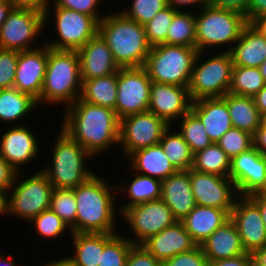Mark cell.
Returning <instances> with one entry per match:
<instances>
[{
    "label": "cell",
    "instance_id": "a7ac6f4b",
    "mask_svg": "<svg viewBox=\"0 0 266 266\" xmlns=\"http://www.w3.org/2000/svg\"><path fill=\"white\" fill-rule=\"evenodd\" d=\"M257 193L266 196V182Z\"/></svg>",
    "mask_w": 266,
    "mask_h": 266
},
{
    "label": "cell",
    "instance_id": "ac0fdd59",
    "mask_svg": "<svg viewBox=\"0 0 266 266\" xmlns=\"http://www.w3.org/2000/svg\"><path fill=\"white\" fill-rule=\"evenodd\" d=\"M38 48L18 51V62L14 88L38 100L43 87L47 62L48 46L43 42Z\"/></svg>",
    "mask_w": 266,
    "mask_h": 266
},
{
    "label": "cell",
    "instance_id": "6125c7cd",
    "mask_svg": "<svg viewBox=\"0 0 266 266\" xmlns=\"http://www.w3.org/2000/svg\"><path fill=\"white\" fill-rule=\"evenodd\" d=\"M261 34L266 36V14L258 16L251 23Z\"/></svg>",
    "mask_w": 266,
    "mask_h": 266
},
{
    "label": "cell",
    "instance_id": "6da1fadb",
    "mask_svg": "<svg viewBox=\"0 0 266 266\" xmlns=\"http://www.w3.org/2000/svg\"><path fill=\"white\" fill-rule=\"evenodd\" d=\"M63 111L61 129L83 146L94 159L113 146H119L120 120L115 110L78 98Z\"/></svg>",
    "mask_w": 266,
    "mask_h": 266
},
{
    "label": "cell",
    "instance_id": "f1b7e54d",
    "mask_svg": "<svg viewBox=\"0 0 266 266\" xmlns=\"http://www.w3.org/2000/svg\"><path fill=\"white\" fill-rule=\"evenodd\" d=\"M221 98L227 103L232 126L254 135L262 123V115L253 97L228 92Z\"/></svg>",
    "mask_w": 266,
    "mask_h": 266
},
{
    "label": "cell",
    "instance_id": "5b68a950",
    "mask_svg": "<svg viewBox=\"0 0 266 266\" xmlns=\"http://www.w3.org/2000/svg\"><path fill=\"white\" fill-rule=\"evenodd\" d=\"M59 132L50 153L52 163L41 170L47 175L54 189H73L95 174L86 164L94 157L65 131L60 129Z\"/></svg>",
    "mask_w": 266,
    "mask_h": 266
},
{
    "label": "cell",
    "instance_id": "f907efd6",
    "mask_svg": "<svg viewBox=\"0 0 266 266\" xmlns=\"http://www.w3.org/2000/svg\"><path fill=\"white\" fill-rule=\"evenodd\" d=\"M249 0H210L209 5L246 14Z\"/></svg>",
    "mask_w": 266,
    "mask_h": 266
},
{
    "label": "cell",
    "instance_id": "4fadbf2b",
    "mask_svg": "<svg viewBox=\"0 0 266 266\" xmlns=\"http://www.w3.org/2000/svg\"><path fill=\"white\" fill-rule=\"evenodd\" d=\"M164 120L150 111L129 115L120 120L119 148L128 158L137 150L158 144L169 127Z\"/></svg>",
    "mask_w": 266,
    "mask_h": 266
},
{
    "label": "cell",
    "instance_id": "7a4b0ae2",
    "mask_svg": "<svg viewBox=\"0 0 266 266\" xmlns=\"http://www.w3.org/2000/svg\"><path fill=\"white\" fill-rule=\"evenodd\" d=\"M109 184L105 177L95 173L74 188L77 203L76 233H119L116 231V219L119 218L117 213L120 215L115 200L117 186L111 187Z\"/></svg>",
    "mask_w": 266,
    "mask_h": 266
},
{
    "label": "cell",
    "instance_id": "94428289",
    "mask_svg": "<svg viewBox=\"0 0 266 266\" xmlns=\"http://www.w3.org/2000/svg\"><path fill=\"white\" fill-rule=\"evenodd\" d=\"M13 7L14 4L11 0H0V27Z\"/></svg>",
    "mask_w": 266,
    "mask_h": 266
},
{
    "label": "cell",
    "instance_id": "9a60e30c",
    "mask_svg": "<svg viewBox=\"0 0 266 266\" xmlns=\"http://www.w3.org/2000/svg\"><path fill=\"white\" fill-rule=\"evenodd\" d=\"M193 196L197 205L215 207L230 213L239 197L229 177L189 169Z\"/></svg>",
    "mask_w": 266,
    "mask_h": 266
},
{
    "label": "cell",
    "instance_id": "52a82bcc",
    "mask_svg": "<svg viewBox=\"0 0 266 266\" xmlns=\"http://www.w3.org/2000/svg\"><path fill=\"white\" fill-rule=\"evenodd\" d=\"M196 47L160 44L151 47L144 68L152 82L188 87Z\"/></svg>",
    "mask_w": 266,
    "mask_h": 266
},
{
    "label": "cell",
    "instance_id": "11a10c76",
    "mask_svg": "<svg viewBox=\"0 0 266 266\" xmlns=\"http://www.w3.org/2000/svg\"><path fill=\"white\" fill-rule=\"evenodd\" d=\"M168 6L172 7L176 11H184L185 12V6L187 7H197L200 9L203 6L209 5L210 0H167ZM183 6V7H182ZM184 8V10H183ZM182 9V10H181Z\"/></svg>",
    "mask_w": 266,
    "mask_h": 266
},
{
    "label": "cell",
    "instance_id": "74e56055",
    "mask_svg": "<svg viewBox=\"0 0 266 266\" xmlns=\"http://www.w3.org/2000/svg\"><path fill=\"white\" fill-rule=\"evenodd\" d=\"M179 120L174 126L178 124L177 130L188 143L193 154L212 143L201 120L191 110Z\"/></svg>",
    "mask_w": 266,
    "mask_h": 266
},
{
    "label": "cell",
    "instance_id": "681fc988",
    "mask_svg": "<svg viewBox=\"0 0 266 266\" xmlns=\"http://www.w3.org/2000/svg\"><path fill=\"white\" fill-rule=\"evenodd\" d=\"M17 171L0 155V192L8 194Z\"/></svg>",
    "mask_w": 266,
    "mask_h": 266
},
{
    "label": "cell",
    "instance_id": "003e7915",
    "mask_svg": "<svg viewBox=\"0 0 266 266\" xmlns=\"http://www.w3.org/2000/svg\"><path fill=\"white\" fill-rule=\"evenodd\" d=\"M260 72L266 82V59L264 60V62L261 64V66L259 67Z\"/></svg>",
    "mask_w": 266,
    "mask_h": 266
},
{
    "label": "cell",
    "instance_id": "9f6ffc18",
    "mask_svg": "<svg viewBox=\"0 0 266 266\" xmlns=\"http://www.w3.org/2000/svg\"><path fill=\"white\" fill-rule=\"evenodd\" d=\"M253 141L254 147L263 156H266V125L263 122L253 135Z\"/></svg>",
    "mask_w": 266,
    "mask_h": 266
},
{
    "label": "cell",
    "instance_id": "1f68e13d",
    "mask_svg": "<svg viewBox=\"0 0 266 266\" xmlns=\"http://www.w3.org/2000/svg\"><path fill=\"white\" fill-rule=\"evenodd\" d=\"M73 251L66 259L73 266H98L104 248V233H71Z\"/></svg>",
    "mask_w": 266,
    "mask_h": 266
},
{
    "label": "cell",
    "instance_id": "7c38bea8",
    "mask_svg": "<svg viewBox=\"0 0 266 266\" xmlns=\"http://www.w3.org/2000/svg\"><path fill=\"white\" fill-rule=\"evenodd\" d=\"M151 85L152 81L144 67L118 70L115 113L119 120L148 111Z\"/></svg>",
    "mask_w": 266,
    "mask_h": 266
},
{
    "label": "cell",
    "instance_id": "b9f144b4",
    "mask_svg": "<svg viewBox=\"0 0 266 266\" xmlns=\"http://www.w3.org/2000/svg\"><path fill=\"white\" fill-rule=\"evenodd\" d=\"M216 143L230 159L254 147L253 135L234 127L229 129Z\"/></svg>",
    "mask_w": 266,
    "mask_h": 266
},
{
    "label": "cell",
    "instance_id": "91938a15",
    "mask_svg": "<svg viewBox=\"0 0 266 266\" xmlns=\"http://www.w3.org/2000/svg\"><path fill=\"white\" fill-rule=\"evenodd\" d=\"M254 266H266V245L252 253Z\"/></svg>",
    "mask_w": 266,
    "mask_h": 266
},
{
    "label": "cell",
    "instance_id": "277c9868",
    "mask_svg": "<svg viewBox=\"0 0 266 266\" xmlns=\"http://www.w3.org/2000/svg\"><path fill=\"white\" fill-rule=\"evenodd\" d=\"M82 80L77 51L48 47V62L40 98L37 103L72 105L81 93Z\"/></svg>",
    "mask_w": 266,
    "mask_h": 266
},
{
    "label": "cell",
    "instance_id": "89a4df30",
    "mask_svg": "<svg viewBox=\"0 0 266 266\" xmlns=\"http://www.w3.org/2000/svg\"><path fill=\"white\" fill-rule=\"evenodd\" d=\"M262 122L266 125V113L262 116Z\"/></svg>",
    "mask_w": 266,
    "mask_h": 266
},
{
    "label": "cell",
    "instance_id": "30bf717a",
    "mask_svg": "<svg viewBox=\"0 0 266 266\" xmlns=\"http://www.w3.org/2000/svg\"><path fill=\"white\" fill-rule=\"evenodd\" d=\"M51 8L54 10L52 12ZM44 13V25L53 14L55 34L58 38L45 43L54 50L78 51L87 41L98 34L99 22L91 16L75 10L52 6ZM57 31V32H56Z\"/></svg>",
    "mask_w": 266,
    "mask_h": 266
},
{
    "label": "cell",
    "instance_id": "7bdbcfd3",
    "mask_svg": "<svg viewBox=\"0 0 266 266\" xmlns=\"http://www.w3.org/2000/svg\"><path fill=\"white\" fill-rule=\"evenodd\" d=\"M29 223H32L31 225H34L33 227L37 230V233L45 239L62 238V235H64V232L67 230V232H70L71 234V230L68 226H66L62 219L59 218L50 208L44 210Z\"/></svg>",
    "mask_w": 266,
    "mask_h": 266
},
{
    "label": "cell",
    "instance_id": "680465c9",
    "mask_svg": "<svg viewBox=\"0 0 266 266\" xmlns=\"http://www.w3.org/2000/svg\"><path fill=\"white\" fill-rule=\"evenodd\" d=\"M254 102L261 115L266 113V84L264 87L253 97Z\"/></svg>",
    "mask_w": 266,
    "mask_h": 266
},
{
    "label": "cell",
    "instance_id": "ba28073f",
    "mask_svg": "<svg viewBox=\"0 0 266 266\" xmlns=\"http://www.w3.org/2000/svg\"><path fill=\"white\" fill-rule=\"evenodd\" d=\"M204 53H197L188 85L192 102L202 98H221L229 92L234 67L231 53L221 52L220 48V52L206 57L207 60L202 57L209 52Z\"/></svg>",
    "mask_w": 266,
    "mask_h": 266
},
{
    "label": "cell",
    "instance_id": "bcb514c9",
    "mask_svg": "<svg viewBox=\"0 0 266 266\" xmlns=\"http://www.w3.org/2000/svg\"><path fill=\"white\" fill-rule=\"evenodd\" d=\"M102 0H53V5L56 7L67 8L75 10L79 13L86 14L88 16L94 17L98 22L105 16L100 13V8ZM98 8V9H97Z\"/></svg>",
    "mask_w": 266,
    "mask_h": 266
},
{
    "label": "cell",
    "instance_id": "f35d334b",
    "mask_svg": "<svg viewBox=\"0 0 266 266\" xmlns=\"http://www.w3.org/2000/svg\"><path fill=\"white\" fill-rule=\"evenodd\" d=\"M132 245L123 233H104V248L98 266H126Z\"/></svg>",
    "mask_w": 266,
    "mask_h": 266
},
{
    "label": "cell",
    "instance_id": "7402d4cb",
    "mask_svg": "<svg viewBox=\"0 0 266 266\" xmlns=\"http://www.w3.org/2000/svg\"><path fill=\"white\" fill-rule=\"evenodd\" d=\"M142 245L161 263L197 246L181 221H176L158 234L152 235Z\"/></svg>",
    "mask_w": 266,
    "mask_h": 266
},
{
    "label": "cell",
    "instance_id": "c3c4849f",
    "mask_svg": "<svg viewBox=\"0 0 266 266\" xmlns=\"http://www.w3.org/2000/svg\"><path fill=\"white\" fill-rule=\"evenodd\" d=\"M126 266H162L142 244H133L129 250Z\"/></svg>",
    "mask_w": 266,
    "mask_h": 266
},
{
    "label": "cell",
    "instance_id": "44dd1931",
    "mask_svg": "<svg viewBox=\"0 0 266 266\" xmlns=\"http://www.w3.org/2000/svg\"><path fill=\"white\" fill-rule=\"evenodd\" d=\"M80 61L81 80H90L118 72L112 52L97 34L77 51Z\"/></svg>",
    "mask_w": 266,
    "mask_h": 266
},
{
    "label": "cell",
    "instance_id": "ffe728a7",
    "mask_svg": "<svg viewBox=\"0 0 266 266\" xmlns=\"http://www.w3.org/2000/svg\"><path fill=\"white\" fill-rule=\"evenodd\" d=\"M242 246L253 253L266 245V229L258 206L248 197L239 196L231 212Z\"/></svg>",
    "mask_w": 266,
    "mask_h": 266
},
{
    "label": "cell",
    "instance_id": "d6986e66",
    "mask_svg": "<svg viewBox=\"0 0 266 266\" xmlns=\"http://www.w3.org/2000/svg\"><path fill=\"white\" fill-rule=\"evenodd\" d=\"M191 104L188 87L152 82L148 111L168 125L175 124L187 114Z\"/></svg>",
    "mask_w": 266,
    "mask_h": 266
},
{
    "label": "cell",
    "instance_id": "484cf974",
    "mask_svg": "<svg viewBox=\"0 0 266 266\" xmlns=\"http://www.w3.org/2000/svg\"><path fill=\"white\" fill-rule=\"evenodd\" d=\"M200 247L209 264L246 253L238 229L231 219L212 233Z\"/></svg>",
    "mask_w": 266,
    "mask_h": 266
},
{
    "label": "cell",
    "instance_id": "8fae6325",
    "mask_svg": "<svg viewBox=\"0 0 266 266\" xmlns=\"http://www.w3.org/2000/svg\"><path fill=\"white\" fill-rule=\"evenodd\" d=\"M44 27L43 12L13 7L0 27V48L16 51L37 48L33 43L41 36Z\"/></svg>",
    "mask_w": 266,
    "mask_h": 266
},
{
    "label": "cell",
    "instance_id": "8992f818",
    "mask_svg": "<svg viewBox=\"0 0 266 266\" xmlns=\"http://www.w3.org/2000/svg\"><path fill=\"white\" fill-rule=\"evenodd\" d=\"M198 10H195L197 51L207 52L211 47H214L211 50L216 51V47L219 49L223 46V51L230 52L243 28L248 24L245 15L211 5ZM227 45L230 47L227 48Z\"/></svg>",
    "mask_w": 266,
    "mask_h": 266
},
{
    "label": "cell",
    "instance_id": "8d00e7d4",
    "mask_svg": "<svg viewBox=\"0 0 266 266\" xmlns=\"http://www.w3.org/2000/svg\"><path fill=\"white\" fill-rule=\"evenodd\" d=\"M266 84L257 67L234 66L229 93L254 97Z\"/></svg>",
    "mask_w": 266,
    "mask_h": 266
},
{
    "label": "cell",
    "instance_id": "4316f807",
    "mask_svg": "<svg viewBox=\"0 0 266 266\" xmlns=\"http://www.w3.org/2000/svg\"><path fill=\"white\" fill-rule=\"evenodd\" d=\"M230 53L234 66L259 68L266 59V36L248 23Z\"/></svg>",
    "mask_w": 266,
    "mask_h": 266
},
{
    "label": "cell",
    "instance_id": "60d3db41",
    "mask_svg": "<svg viewBox=\"0 0 266 266\" xmlns=\"http://www.w3.org/2000/svg\"><path fill=\"white\" fill-rule=\"evenodd\" d=\"M176 12L175 9L168 6L144 24L146 38L151 47L166 44L167 32Z\"/></svg>",
    "mask_w": 266,
    "mask_h": 266
},
{
    "label": "cell",
    "instance_id": "603a6c76",
    "mask_svg": "<svg viewBox=\"0 0 266 266\" xmlns=\"http://www.w3.org/2000/svg\"><path fill=\"white\" fill-rule=\"evenodd\" d=\"M161 199L174 218L182 221L197 205L192 192L189 170H177L162 180Z\"/></svg>",
    "mask_w": 266,
    "mask_h": 266
},
{
    "label": "cell",
    "instance_id": "ee69618b",
    "mask_svg": "<svg viewBox=\"0 0 266 266\" xmlns=\"http://www.w3.org/2000/svg\"><path fill=\"white\" fill-rule=\"evenodd\" d=\"M166 7H168L167 0H133L128 9L120 12L130 20L144 25Z\"/></svg>",
    "mask_w": 266,
    "mask_h": 266
},
{
    "label": "cell",
    "instance_id": "03108f58",
    "mask_svg": "<svg viewBox=\"0 0 266 266\" xmlns=\"http://www.w3.org/2000/svg\"><path fill=\"white\" fill-rule=\"evenodd\" d=\"M7 215V195L0 192V216Z\"/></svg>",
    "mask_w": 266,
    "mask_h": 266
},
{
    "label": "cell",
    "instance_id": "6f0895ef",
    "mask_svg": "<svg viewBox=\"0 0 266 266\" xmlns=\"http://www.w3.org/2000/svg\"><path fill=\"white\" fill-rule=\"evenodd\" d=\"M248 197L258 206L261 217L266 229V196L260 195L257 192L248 195Z\"/></svg>",
    "mask_w": 266,
    "mask_h": 266
},
{
    "label": "cell",
    "instance_id": "7dc6e473",
    "mask_svg": "<svg viewBox=\"0 0 266 266\" xmlns=\"http://www.w3.org/2000/svg\"><path fill=\"white\" fill-rule=\"evenodd\" d=\"M162 266H209V262L200 245H197L190 251L177 254L165 260Z\"/></svg>",
    "mask_w": 266,
    "mask_h": 266
},
{
    "label": "cell",
    "instance_id": "ab89813d",
    "mask_svg": "<svg viewBox=\"0 0 266 266\" xmlns=\"http://www.w3.org/2000/svg\"><path fill=\"white\" fill-rule=\"evenodd\" d=\"M50 209L76 233L77 203L73 189H54L51 195Z\"/></svg>",
    "mask_w": 266,
    "mask_h": 266
},
{
    "label": "cell",
    "instance_id": "9c48e42d",
    "mask_svg": "<svg viewBox=\"0 0 266 266\" xmlns=\"http://www.w3.org/2000/svg\"><path fill=\"white\" fill-rule=\"evenodd\" d=\"M20 173L22 172H17L14 183L7 194V216L30 222L50 208L54 187L41 169L26 179H22Z\"/></svg>",
    "mask_w": 266,
    "mask_h": 266
},
{
    "label": "cell",
    "instance_id": "f6af8a7d",
    "mask_svg": "<svg viewBox=\"0 0 266 266\" xmlns=\"http://www.w3.org/2000/svg\"><path fill=\"white\" fill-rule=\"evenodd\" d=\"M18 51L0 48V90L14 86Z\"/></svg>",
    "mask_w": 266,
    "mask_h": 266
},
{
    "label": "cell",
    "instance_id": "d4e9b609",
    "mask_svg": "<svg viewBox=\"0 0 266 266\" xmlns=\"http://www.w3.org/2000/svg\"><path fill=\"white\" fill-rule=\"evenodd\" d=\"M230 219L231 213L227 210L196 205L181 222L192 240L201 245Z\"/></svg>",
    "mask_w": 266,
    "mask_h": 266
},
{
    "label": "cell",
    "instance_id": "f5cc1de1",
    "mask_svg": "<svg viewBox=\"0 0 266 266\" xmlns=\"http://www.w3.org/2000/svg\"><path fill=\"white\" fill-rule=\"evenodd\" d=\"M266 14V0H249L245 18L247 23H251L258 16Z\"/></svg>",
    "mask_w": 266,
    "mask_h": 266
},
{
    "label": "cell",
    "instance_id": "f546056e",
    "mask_svg": "<svg viewBox=\"0 0 266 266\" xmlns=\"http://www.w3.org/2000/svg\"><path fill=\"white\" fill-rule=\"evenodd\" d=\"M129 170L132 172L133 179L127 184L128 188L125 185H116L117 192L123 191L124 194L127 191L125 194H127L126 198H128L125 204L122 205L121 203V206H118L120 215L131 206L161 198L162 181L138 174L131 168Z\"/></svg>",
    "mask_w": 266,
    "mask_h": 266
},
{
    "label": "cell",
    "instance_id": "3957f363",
    "mask_svg": "<svg viewBox=\"0 0 266 266\" xmlns=\"http://www.w3.org/2000/svg\"><path fill=\"white\" fill-rule=\"evenodd\" d=\"M98 34L106 42L119 68L144 67L150 52L144 25L125 17L120 11L105 14Z\"/></svg>",
    "mask_w": 266,
    "mask_h": 266
},
{
    "label": "cell",
    "instance_id": "4dcf8cb0",
    "mask_svg": "<svg viewBox=\"0 0 266 266\" xmlns=\"http://www.w3.org/2000/svg\"><path fill=\"white\" fill-rule=\"evenodd\" d=\"M37 100L32 96L22 93L14 87L0 90V124H10L24 120V117L33 113L37 108ZM16 121V122H15ZM8 123V124H7Z\"/></svg>",
    "mask_w": 266,
    "mask_h": 266
},
{
    "label": "cell",
    "instance_id": "be15d7a7",
    "mask_svg": "<svg viewBox=\"0 0 266 266\" xmlns=\"http://www.w3.org/2000/svg\"><path fill=\"white\" fill-rule=\"evenodd\" d=\"M11 257L10 253L7 255L0 254V266H18Z\"/></svg>",
    "mask_w": 266,
    "mask_h": 266
},
{
    "label": "cell",
    "instance_id": "816d5d0a",
    "mask_svg": "<svg viewBox=\"0 0 266 266\" xmlns=\"http://www.w3.org/2000/svg\"><path fill=\"white\" fill-rule=\"evenodd\" d=\"M209 266H254L252 254L246 252L232 258L212 262Z\"/></svg>",
    "mask_w": 266,
    "mask_h": 266
},
{
    "label": "cell",
    "instance_id": "836d02e7",
    "mask_svg": "<svg viewBox=\"0 0 266 266\" xmlns=\"http://www.w3.org/2000/svg\"><path fill=\"white\" fill-rule=\"evenodd\" d=\"M173 129V125L169 126L159 143L176 170H189L193 165L194 154L177 129Z\"/></svg>",
    "mask_w": 266,
    "mask_h": 266
},
{
    "label": "cell",
    "instance_id": "83f0119b",
    "mask_svg": "<svg viewBox=\"0 0 266 266\" xmlns=\"http://www.w3.org/2000/svg\"><path fill=\"white\" fill-rule=\"evenodd\" d=\"M127 159L131 160L129 168L134 172L160 181L177 171L170 163L160 143L137 150Z\"/></svg>",
    "mask_w": 266,
    "mask_h": 266
},
{
    "label": "cell",
    "instance_id": "e0dca14e",
    "mask_svg": "<svg viewBox=\"0 0 266 266\" xmlns=\"http://www.w3.org/2000/svg\"><path fill=\"white\" fill-rule=\"evenodd\" d=\"M35 135L24 123L21 126H11L0 137V155L17 172H22L24 167L34 162L35 157L37 159L40 154V144Z\"/></svg>",
    "mask_w": 266,
    "mask_h": 266
},
{
    "label": "cell",
    "instance_id": "e7e4bbea",
    "mask_svg": "<svg viewBox=\"0 0 266 266\" xmlns=\"http://www.w3.org/2000/svg\"><path fill=\"white\" fill-rule=\"evenodd\" d=\"M44 266H73L66 258H59L55 260L48 261L43 264Z\"/></svg>",
    "mask_w": 266,
    "mask_h": 266
},
{
    "label": "cell",
    "instance_id": "db71d44e",
    "mask_svg": "<svg viewBox=\"0 0 266 266\" xmlns=\"http://www.w3.org/2000/svg\"><path fill=\"white\" fill-rule=\"evenodd\" d=\"M14 7L32 8L45 13L52 5L53 0H11Z\"/></svg>",
    "mask_w": 266,
    "mask_h": 266
},
{
    "label": "cell",
    "instance_id": "5bb4252c",
    "mask_svg": "<svg viewBox=\"0 0 266 266\" xmlns=\"http://www.w3.org/2000/svg\"><path fill=\"white\" fill-rule=\"evenodd\" d=\"M121 217L129 225V233L134 235V238L126 235L133 244H142L152 235L158 234L177 221L161 198L131 206L121 214Z\"/></svg>",
    "mask_w": 266,
    "mask_h": 266
},
{
    "label": "cell",
    "instance_id": "e575fe53",
    "mask_svg": "<svg viewBox=\"0 0 266 266\" xmlns=\"http://www.w3.org/2000/svg\"><path fill=\"white\" fill-rule=\"evenodd\" d=\"M230 161L231 159L221 147L212 142L208 147L193 155L192 169L203 173L229 177Z\"/></svg>",
    "mask_w": 266,
    "mask_h": 266
},
{
    "label": "cell",
    "instance_id": "2e32d148",
    "mask_svg": "<svg viewBox=\"0 0 266 266\" xmlns=\"http://www.w3.org/2000/svg\"><path fill=\"white\" fill-rule=\"evenodd\" d=\"M229 178L234 182L239 196L258 192L266 182V156L253 147L233 157Z\"/></svg>",
    "mask_w": 266,
    "mask_h": 266
},
{
    "label": "cell",
    "instance_id": "d590c367",
    "mask_svg": "<svg viewBox=\"0 0 266 266\" xmlns=\"http://www.w3.org/2000/svg\"><path fill=\"white\" fill-rule=\"evenodd\" d=\"M195 12L177 11L167 32L166 44L196 47Z\"/></svg>",
    "mask_w": 266,
    "mask_h": 266
},
{
    "label": "cell",
    "instance_id": "d6a6232c",
    "mask_svg": "<svg viewBox=\"0 0 266 266\" xmlns=\"http://www.w3.org/2000/svg\"><path fill=\"white\" fill-rule=\"evenodd\" d=\"M79 98L87 103L115 110L117 72L90 80H83Z\"/></svg>",
    "mask_w": 266,
    "mask_h": 266
},
{
    "label": "cell",
    "instance_id": "cb8c5ba5",
    "mask_svg": "<svg viewBox=\"0 0 266 266\" xmlns=\"http://www.w3.org/2000/svg\"><path fill=\"white\" fill-rule=\"evenodd\" d=\"M191 111L201 120L209 139L217 142L232 123L227 103L222 98H202L192 102Z\"/></svg>",
    "mask_w": 266,
    "mask_h": 266
}]
</instances>
